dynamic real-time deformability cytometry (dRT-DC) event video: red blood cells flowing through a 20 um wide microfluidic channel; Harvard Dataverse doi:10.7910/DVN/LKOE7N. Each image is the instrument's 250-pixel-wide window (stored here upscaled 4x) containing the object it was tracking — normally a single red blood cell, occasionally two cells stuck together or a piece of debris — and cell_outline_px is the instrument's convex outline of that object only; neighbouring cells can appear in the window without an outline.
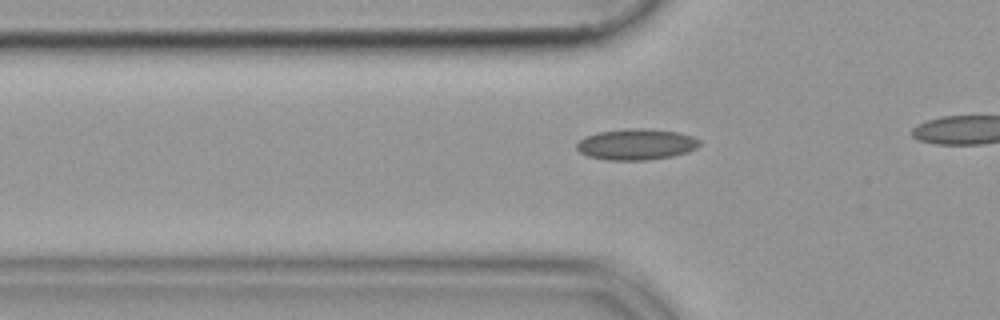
{"species": "common noctule bat (a hibernating species)", "species_latin": "Nyctalus noctula", "temperature_condition": "cold", "stored_images_in_passage": 16, "camera_frame_rate_fps": 3000, "um_per_image_px": 0.085, "animal": {"sex": "female", "body_mass_g": 19.9}, "frame": {"image": 1, "passage_image": 10, "time_ms": 3.0, "image_size_px": [1000, 320], "cell_outline_px": [[700, 144], [696, 148], [688, 152], [672, 156], [648, 160], [608, 160], [588, 156], [580, 152], [576, 148], [576, 144], [584, 136], [596, 132], [624, 128], [644, 128], [680, 132], [692, 136], [700, 140]], "centroid_in_image_um": [54.07, 12.26], "position_along_channel_um": 71.7, "area_um2": 22.48}}